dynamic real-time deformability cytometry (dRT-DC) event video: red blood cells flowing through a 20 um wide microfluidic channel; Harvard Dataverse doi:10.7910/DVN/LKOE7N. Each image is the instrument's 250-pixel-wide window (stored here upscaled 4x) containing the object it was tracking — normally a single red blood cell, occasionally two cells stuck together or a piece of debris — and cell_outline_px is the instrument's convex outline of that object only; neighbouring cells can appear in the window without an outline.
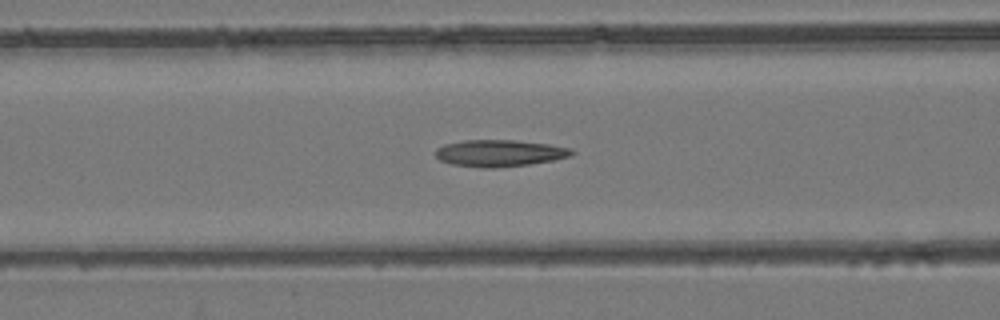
{"species": "common noctule bat (a hibernating species)", "species_latin": "Nyctalus noctula", "temperature_condition": "room temperature", "stored_images_in_passage": 53, "camera_frame_rate_fps": 3000, "um_per_image_px": 0.085, "animal": {"sex": "female", "body_mass_g": 24.6, "forearm_length_mm": 56.2}, "frame": {"image": 1, "passage_image": 22, "time_ms": 7.0, "image_size_px": [1000, 320], "cell_outline_px": [[576, 152], [572, 156], [552, 160], [528, 164], [496, 168], [480, 168], [452, 164], [440, 160], [436, 156], [436, 148], [444, 144], [464, 140], [512, 140], [548, 144], [572, 148]], "centroid_in_image_um": [42.47, 13.02], "position_along_channel_um": 124.1, "area_um2": 21.27}}
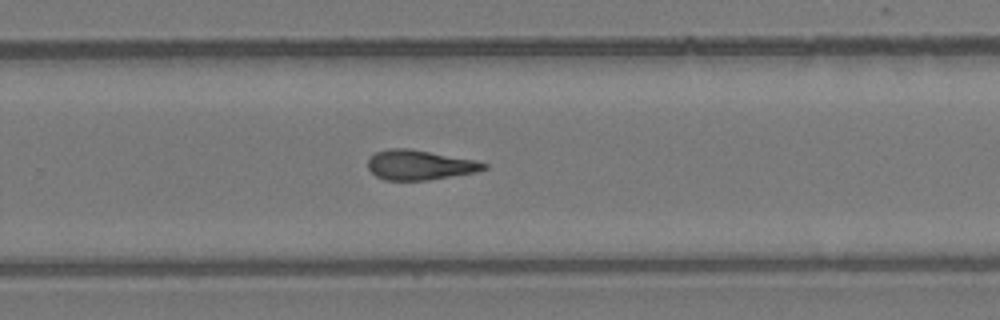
{"frame": {"image": 2, "passage_image": 35, "time_ms": 11.333, "image_size_px": [1000, 320], "cell_outline_px": [[488, 168], [476, 172], [428, 180], [384, 180], [376, 176], [368, 168], [368, 160], [376, 152], [388, 148], [408, 148], [476, 160], [488, 164]], "centroid_in_image_um": [35.68, 14.02], "position_along_channel_um": 294.1, "area_um2": 20.11}}
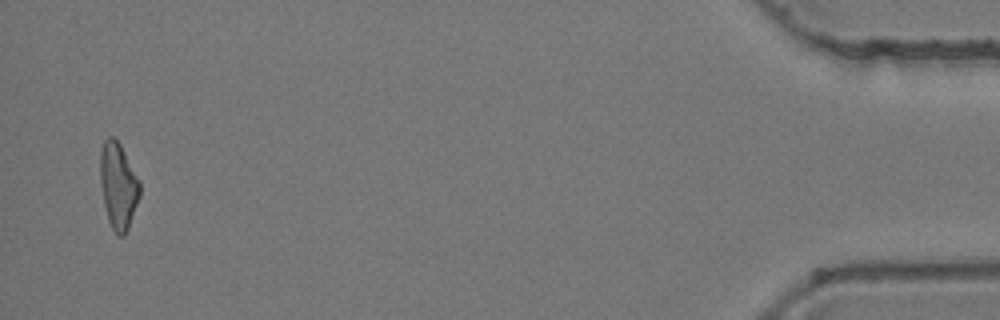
{"frame": {"image": 3, "passage_image": 52, "time_ms": 17.0, "image_size_px": [1000, 320], "cell_outline_px": [[140, 196], [128, 228], [124, 236], [116, 236], [108, 220], [104, 204], [100, 184], [100, 152], [104, 140], [108, 136], [112, 136], [120, 144], [140, 180]], "centroid_in_image_um": [10.05, 15.79], "position_along_channel_um": 425.2, "area_um2": 20.0}, "authors_computed_cell_mechanics": {"area_um2": 20.4612, "velocity_mm_per_s": 3.9261, "shape_relaxation_time_tau1_ms": null, "shape_relaxation_time_tau2_ms": 6.2289, "deformation_change_tau1": null, "deformation_change_tau2": 0.1886}}